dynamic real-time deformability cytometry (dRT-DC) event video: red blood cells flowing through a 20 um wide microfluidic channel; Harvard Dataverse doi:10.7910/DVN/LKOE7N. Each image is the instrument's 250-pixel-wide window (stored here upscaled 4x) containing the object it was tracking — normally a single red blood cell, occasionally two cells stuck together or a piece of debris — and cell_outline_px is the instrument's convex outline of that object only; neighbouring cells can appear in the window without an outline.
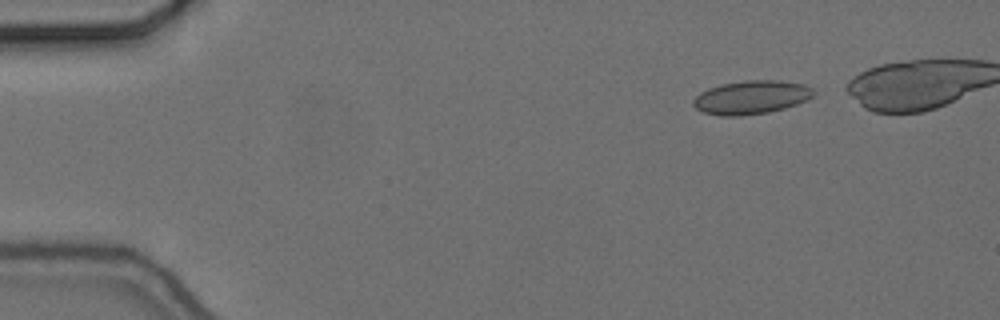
{"species": "common noctule bat (a hibernating species)", "species_latin": "Nyctalus noctula", "temperature_condition": "cold", "stored_images_in_passage": 2, "camera_frame_rate_fps": 3000, "um_per_image_px": 0.085, "animal": {"sex": "female", "body_mass_g": 24.6, "forearm_length_mm": 56.2}, "frame": {"image": 1, "passage_image": 1, "time_ms": 0.0, "image_size_px": [1000, 320], "cell_outline_px": [[816, 92], [812, 96], [796, 104], [784, 108], [768, 112], [740, 116], [720, 116], [704, 112], [696, 108], [692, 104], [692, 100], [700, 92], [708, 88], [720, 84], [744, 80], [776, 80], [804, 84], [812, 88]], "centroid_in_image_um": [63.82, 8.27], "position_along_channel_um": 21.2, "area_um2": 23.52}}